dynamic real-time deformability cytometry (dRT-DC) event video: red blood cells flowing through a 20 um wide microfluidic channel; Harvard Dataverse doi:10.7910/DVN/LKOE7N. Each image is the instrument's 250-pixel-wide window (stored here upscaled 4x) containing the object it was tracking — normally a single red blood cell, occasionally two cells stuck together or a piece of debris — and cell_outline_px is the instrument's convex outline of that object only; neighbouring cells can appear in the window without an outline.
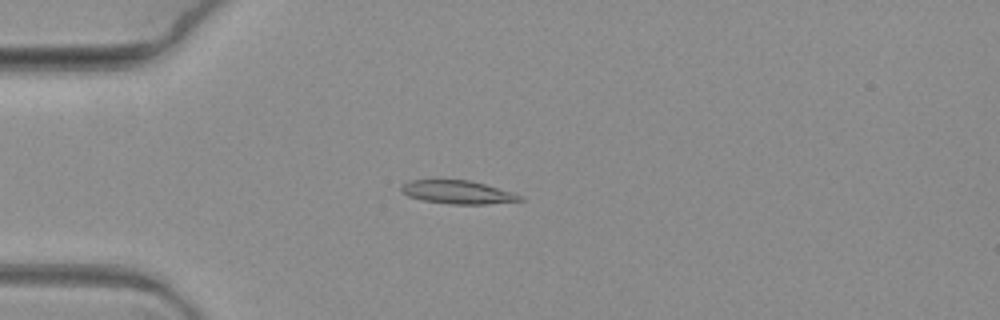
{"species": "common noctule bat (a hibernating species)", "species_latin": "Nyctalus noctula", "temperature_condition": "warm", "stored_images_in_passage": 4, "camera_frame_rate_fps": 3000, "um_per_image_px": 0.085, "animal": {"sex": "female", "body_mass_g": 19.3, "forearm_length_mm": 54.1}, "frame": {"image": 1, "passage_image": 2, "time_ms": 0.333, "image_size_px": [1000, 320], "cell_outline_px": [[524, 200], [488, 204], [452, 204], [424, 200], [408, 196], [400, 192], [400, 184], [412, 180], [468, 180], [484, 184], [512, 192], [524, 196]], "centroid_in_image_um": [38.89, 16.33], "position_along_channel_um": 46.1, "area_um2": 16.07}}
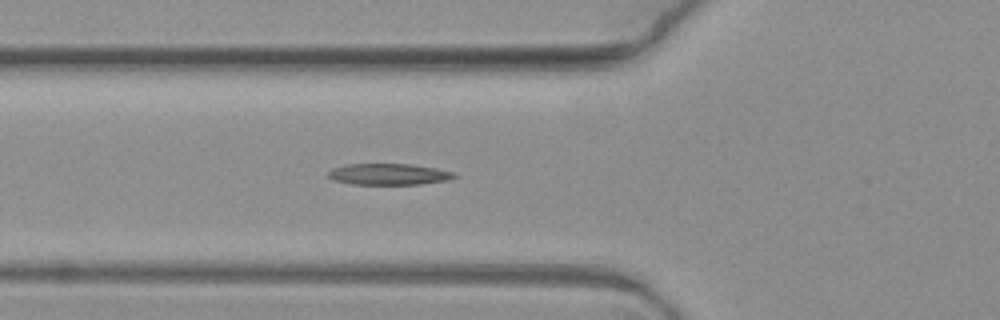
{"frame": {"image": 2, "passage_image": 4, "time_ms": 1.0, "image_size_px": [1000, 320], "cell_outline_px": [[456, 176], [448, 180], [420, 184], [348, 184], [332, 180], [328, 176], [328, 172], [332, 168], [348, 164], [408, 164], [436, 168], [456, 172]], "centroid_in_image_um": [33.02, 14.81], "position_along_channel_um": 92.8, "area_um2": 15.66}}